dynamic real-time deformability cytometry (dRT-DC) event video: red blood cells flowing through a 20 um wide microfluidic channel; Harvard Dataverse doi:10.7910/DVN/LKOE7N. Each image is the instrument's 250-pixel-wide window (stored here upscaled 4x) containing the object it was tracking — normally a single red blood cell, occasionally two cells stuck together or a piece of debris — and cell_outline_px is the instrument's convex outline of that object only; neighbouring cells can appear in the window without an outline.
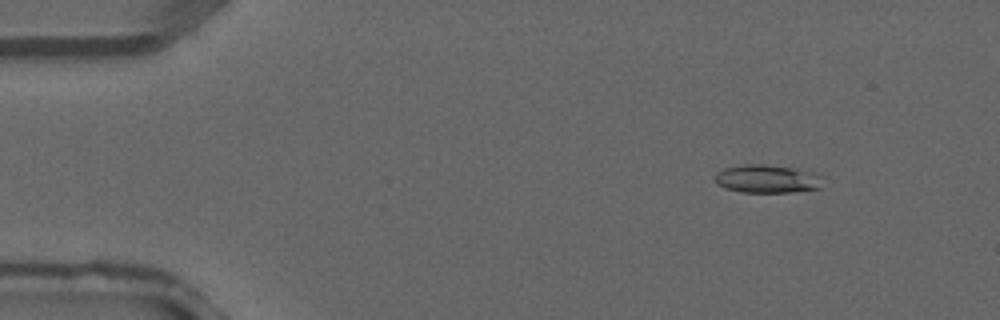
{"species": "common noctule bat (a hibernating species)", "species_latin": "Nyctalus noctula", "temperature_condition": "warm", "stored_images_in_passage": 4, "camera_frame_rate_fps": 3000, "um_per_image_px": 0.085, "animal": {"sex": "male", "forearm_length_mm": 52.5}, "frame": {"image": 1, "passage_image": 2, "time_ms": 0.333, "image_size_px": [1000, 320], "cell_outline_px": [[824, 176], [820, 188], [788, 192], [740, 192], [724, 188], [716, 184], [716, 172], [724, 168], [744, 164], [764, 164], [792, 168], [812, 172]], "centroid_in_image_um": [65.19, 15.2], "position_along_channel_um": 19.8, "area_um2": 17.74}}